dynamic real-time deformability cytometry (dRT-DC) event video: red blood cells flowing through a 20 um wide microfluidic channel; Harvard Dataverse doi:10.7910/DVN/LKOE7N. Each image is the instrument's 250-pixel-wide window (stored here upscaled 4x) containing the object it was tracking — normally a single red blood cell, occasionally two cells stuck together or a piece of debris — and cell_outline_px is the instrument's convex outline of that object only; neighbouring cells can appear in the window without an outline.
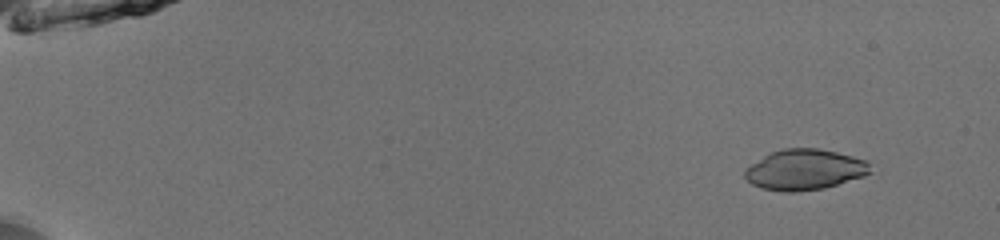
{"species": "common noctule bat (a hibernating species)", "species_latin": "Nyctalus noctula", "temperature_condition": "room temperature", "stored_images_in_passage": 49, "camera_frame_rate_fps": 3000, "um_per_image_px": 0.085, "animal": {"sex": "male", "body_mass_g": 13.0, "forearm_length_mm": 53.1}, "frame": {"image": 1, "passage_image": 2, "time_ms": 0.333, "image_size_px": [1000, 240], "cell_outline_px": [[872, 172], [864, 176], [824, 188], [796, 192], [784, 192], [760, 188], [752, 184], [744, 176], [744, 168], [764, 156], [772, 152], [784, 148], [816, 148], [836, 152], [868, 160]], "centroid_in_image_um": [68.39, 14.42], "position_along_channel_um": 16.6, "area_um2": 29.77}}